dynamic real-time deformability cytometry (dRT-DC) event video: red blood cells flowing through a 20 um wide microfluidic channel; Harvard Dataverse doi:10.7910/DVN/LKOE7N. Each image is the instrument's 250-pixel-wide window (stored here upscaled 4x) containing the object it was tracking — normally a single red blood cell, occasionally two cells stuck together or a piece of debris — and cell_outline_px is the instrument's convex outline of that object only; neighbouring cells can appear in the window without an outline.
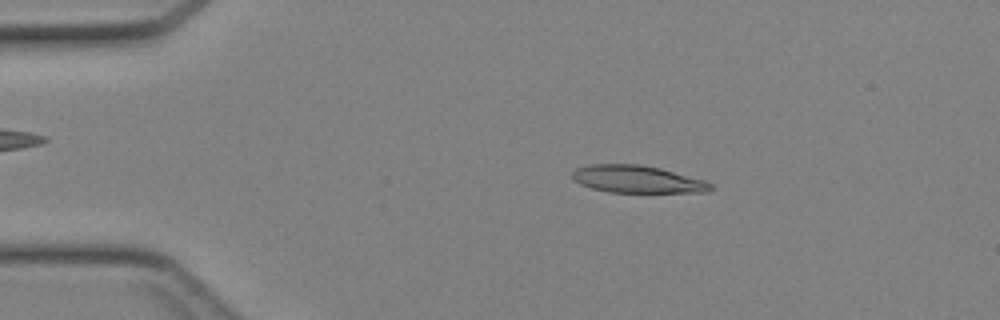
{"species": "Egyptian fruit bat (a non-hibernating species)", "species_latin": "Rousettus aegyptiacus", "temperature_condition": "cold", "stored_images_in_passage": 43, "camera_frame_rate_fps": 3000, "um_per_image_px": 0.085, "animal": {"sex": "female"}, "frame": {"image": 1, "passage_image": 7, "time_ms": 2.0, "image_size_px": [1000, 320], "cell_outline_px": [[712, 188], [708, 192], [608, 192], [592, 188], [580, 184], [572, 176], [572, 172], [576, 168], [588, 164], [640, 164], [660, 168], [704, 180], [712, 184]], "centroid_in_image_um": [54.15, 15.23], "position_along_channel_um": 30.9, "area_um2": 21.96}}
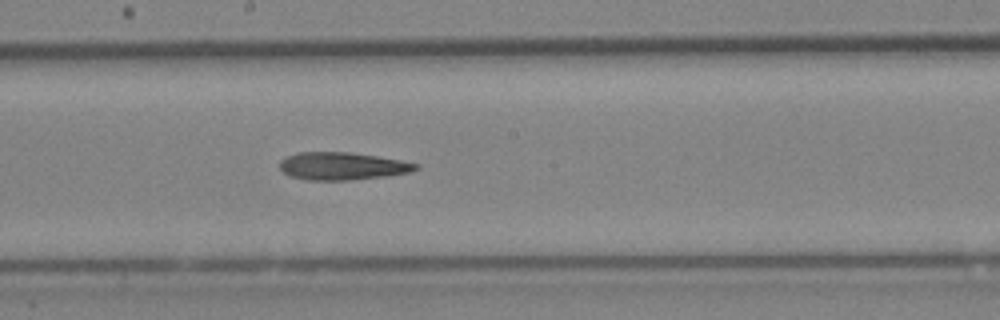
{"frame": {"image": 2, "passage_image": 23, "time_ms": 7.333, "image_size_px": [1000, 320], "cell_outline_px": [[420, 168], [412, 172], [388, 176], [348, 180], [304, 180], [288, 176], [280, 168], [280, 160], [288, 156], [300, 152], [348, 152], [376, 156], [400, 160], [420, 164]], "centroid_in_image_um": [29.12, 14.13], "position_along_channel_um": 219.1, "area_um2": 22.02}}
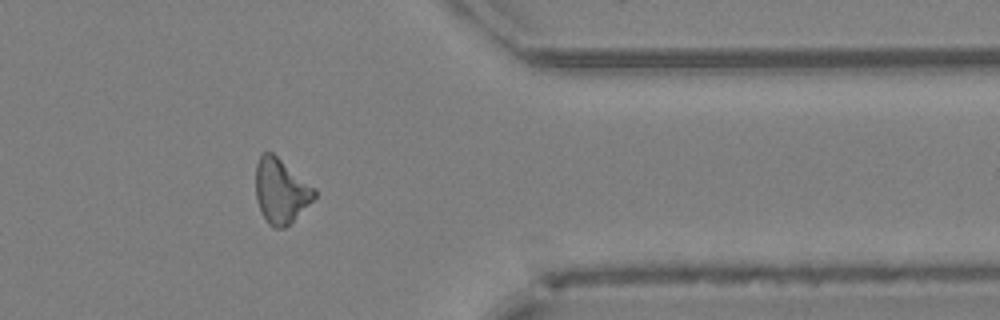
{"frame": {"image": 3, "passage_image": 35, "time_ms": 11.333, "image_size_px": [1000, 320], "cell_outline_px": [[316, 196], [284, 228], [276, 228], [268, 224], [256, 200], [256, 164], [260, 156], [264, 152], [272, 152], [316, 188]], "centroid_in_image_um": [23.86, 16.2], "position_along_channel_um": 387.5, "area_um2": 21.73}}